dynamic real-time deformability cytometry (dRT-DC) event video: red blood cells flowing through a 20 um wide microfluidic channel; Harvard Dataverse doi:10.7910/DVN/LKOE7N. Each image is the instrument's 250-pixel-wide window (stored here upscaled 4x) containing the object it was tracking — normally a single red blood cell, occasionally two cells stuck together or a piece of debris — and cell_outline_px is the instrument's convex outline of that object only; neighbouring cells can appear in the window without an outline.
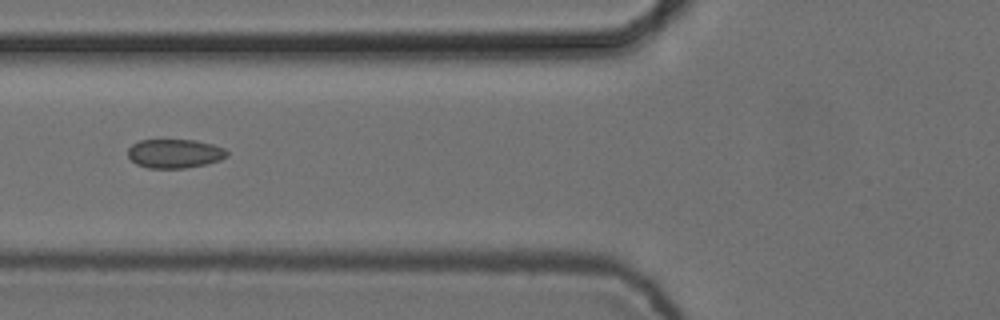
{"species": "common noctule bat (a hibernating species)", "species_latin": "Nyctalus noctula", "temperature_condition": "cold", "stored_images_in_passage": 8, "camera_frame_rate_fps": 3000, "um_per_image_px": 0.085, "animal": {"sex": "female", "body_mass_g": 24.6, "forearm_length_mm": 56.2}, "frame": {"image": 1, "passage_image": 6, "time_ms": 1.667, "image_size_px": [1000, 320], "cell_outline_px": [[228, 156], [220, 160], [208, 164], [184, 168], [148, 168], [136, 164], [128, 156], [128, 148], [132, 144], [140, 140], [196, 140], [212, 144], [224, 148], [228, 152]], "centroid_in_image_um": [14.86, 13.05], "position_along_channel_um": 110.9, "area_um2": 16.82}}
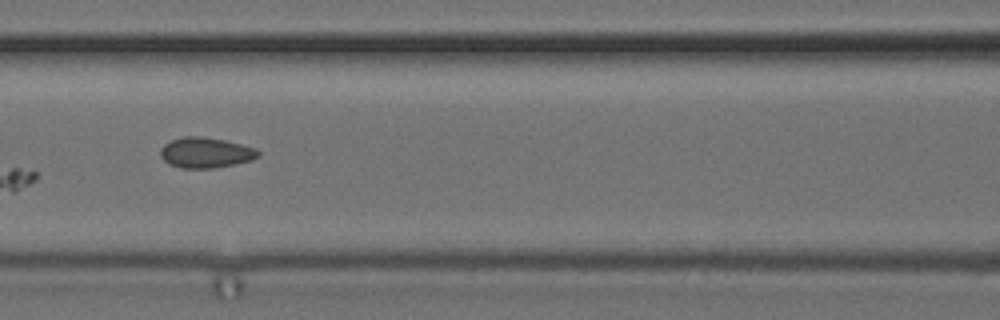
{"frame": {"image": 2, "passage_image": 7, "time_ms": 2.0, "image_size_px": [1000, 320], "cell_outline_px": [[260, 156], [252, 160], [236, 164], [212, 168], [180, 168], [168, 164], [160, 156], [160, 148], [164, 144], [172, 140], [184, 136], [200, 136], [224, 140], [256, 148], [260, 152]], "centroid_in_image_um": [17.48, 12.98], "position_along_channel_um": 149.1, "area_um2": 17.46}}
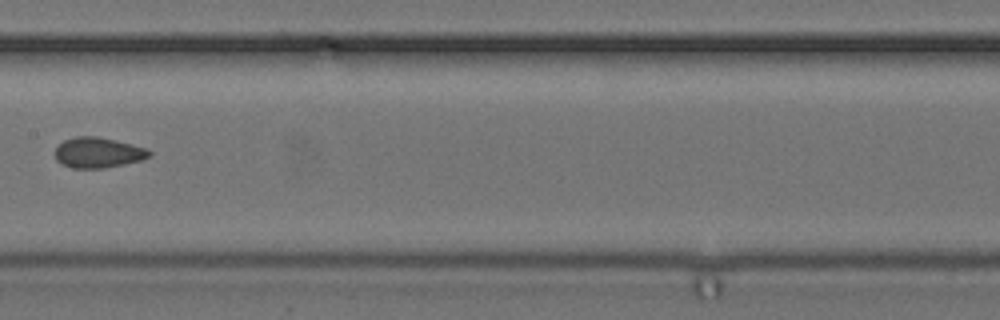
{"frame": {"image": 3, "passage_image": 8, "time_ms": 2.333, "image_size_px": [1000, 320], "cell_outline_px": [[152, 156], [140, 160], [124, 164], [104, 168], [72, 168], [56, 160], [52, 152], [64, 140], [76, 136], [96, 136], [116, 140], [144, 148], [152, 152]], "centroid_in_image_um": [8.3, 12.97], "position_along_channel_um": 199.1, "area_um2": 16.7}}